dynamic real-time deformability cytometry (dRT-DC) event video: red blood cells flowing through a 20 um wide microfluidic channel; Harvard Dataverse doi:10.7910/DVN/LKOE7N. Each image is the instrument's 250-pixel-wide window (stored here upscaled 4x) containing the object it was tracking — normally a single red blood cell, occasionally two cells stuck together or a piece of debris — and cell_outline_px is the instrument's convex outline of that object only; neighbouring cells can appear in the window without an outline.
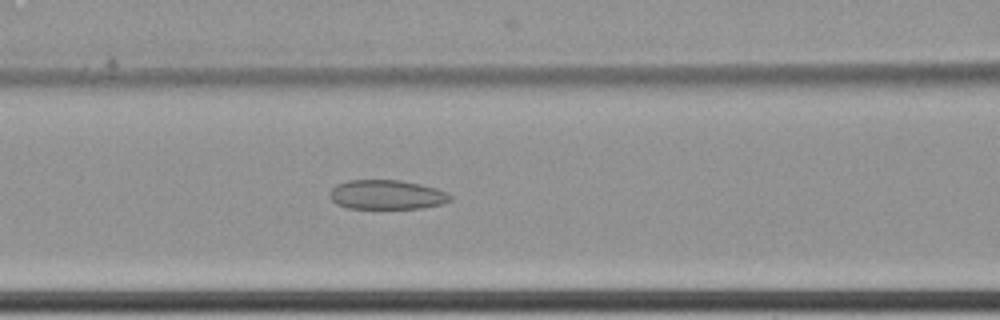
{"species": "common noctule bat (a hibernating species)", "species_latin": "Nyctalus noctula", "temperature_condition": "cold", "stored_images_in_passage": 66, "camera_frame_rate_fps": 3000, "um_per_image_px": 0.085, "animal": {"sex": "female", "body_mass_g": 22.7, "forearm_length_mm": 54.2}, "frame": {"image": 1, "passage_image": 32, "time_ms": 10.333, "image_size_px": [1000, 320], "cell_outline_px": [[452, 200], [444, 204], [420, 208], [348, 208], [336, 204], [328, 196], [328, 192], [336, 184], [348, 180], [400, 180], [420, 184], [436, 188], [448, 192], [452, 196]], "centroid_in_image_um": [32.87, 16.55], "position_along_channel_um": 133.7, "area_um2": 20.87}}
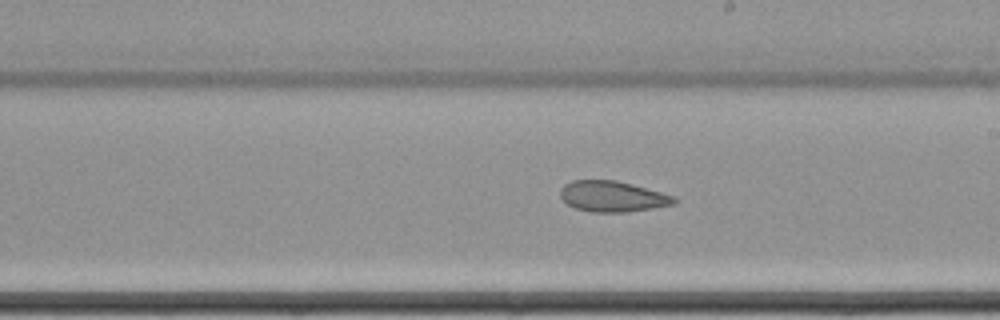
{"frame": {"image": 2, "passage_image": 41, "time_ms": 13.333, "image_size_px": [1000, 320], "cell_outline_px": [[676, 204], [628, 212], [592, 212], [576, 208], [568, 204], [560, 196], [560, 188], [564, 184], [572, 180], [616, 180], [632, 184], [660, 192], [672, 196], [676, 200]], "centroid_in_image_um": [52.03, 16.69], "position_along_channel_um": 237.0, "area_um2": 20.29}}
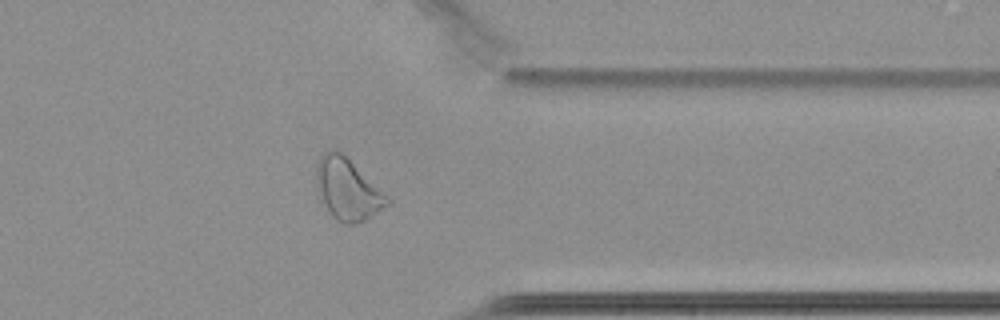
{"frame": {"image": 3, "passage_image": 54, "time_ms": 17.667, "image_size_px": [1000, 320], "cell_outline_px": [[392, 204], [364, 220], [356, 224], [344, 224], [336, 220], [332, 216], [316, 192], [316, 164], [320, 156], [324, 152], [340, 152], [392, 200]], "centroid_in_image_um": [29.53, 16.14], "position_along_channel_um": 381.9, "area_um2": 25.09}, "authors_computed_cell_mechanics": {"area_um2": 26.8481, "velocity_mm_per_s": 3.444, "shape_relaxation_time_tau1_ms": null, "shape_relaxation_time_tau2_ms": 4.2845, "deformation_change_tau1": null, "deformation_change_tau2": 0.1126}}